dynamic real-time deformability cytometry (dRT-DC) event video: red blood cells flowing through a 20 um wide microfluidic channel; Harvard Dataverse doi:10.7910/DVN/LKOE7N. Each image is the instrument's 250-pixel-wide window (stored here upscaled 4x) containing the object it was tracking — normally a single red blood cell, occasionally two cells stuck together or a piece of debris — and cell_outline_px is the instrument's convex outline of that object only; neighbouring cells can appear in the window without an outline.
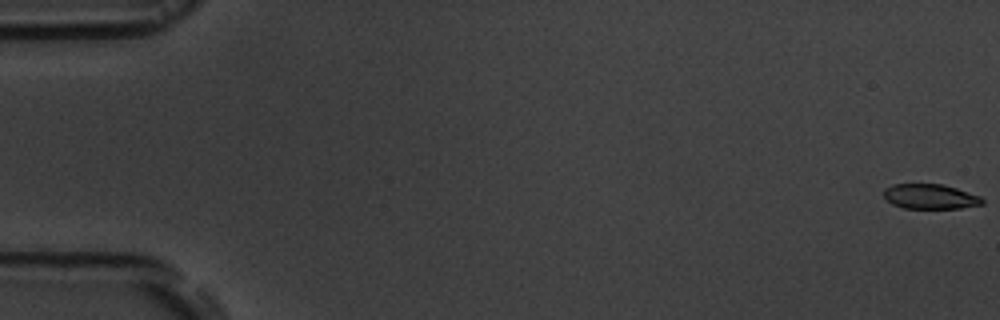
{"species": "common noctule bat (a hibernating species)", "species_latin": "Nyctalus noctula", "temperature_condition": "room temperature", "stored_images_in_passage": 5, "camera_frame_rate_fps": 3000, "um_per_image_px": 0.085, "animal": {"sex": "male", "body_mass_g": 19.5, "forearm_length_mm": 54.6}, "frame": {"image": 1, "passage_image": 1, "time_ms": 0.0, "image_size_px": [1000, 320], "cell_outline_px": [[984, 204], [960, 208], [904, 208], [892, 204], [884, 196], [884, 188], [892, 184], [944, 184], [980, 196], [984, 200]], "centroid_in_image_um": [79.07, 16.7], "position_along_channel_um": 5.9, "area_um2": 14.28}}